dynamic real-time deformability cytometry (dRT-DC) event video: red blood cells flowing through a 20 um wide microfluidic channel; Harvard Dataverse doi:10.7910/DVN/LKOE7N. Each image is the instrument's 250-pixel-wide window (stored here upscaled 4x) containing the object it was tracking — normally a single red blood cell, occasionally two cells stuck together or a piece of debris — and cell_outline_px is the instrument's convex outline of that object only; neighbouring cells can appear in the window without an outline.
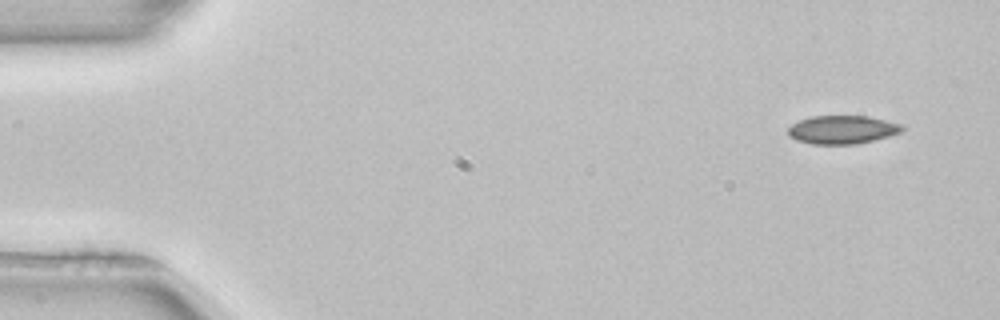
{"species": "common noctule bat (a hibernating species)", "species_latin": "Nyctalus noctula", "temperature_condition": "room temperature", "stored_images_in_passage": 49, "camera_frame_rate_fps": 3000, "um_per_image_px": 0.085, "animal": {"sex": "female", "body_mass_g": 22.7, "forearm_length_mm": 54.2}, "frame": {"image": 1, "passage_image": 1, "time_ms": 0.0, "image_size_px": [1000, 320], "cell_outline_px": [[904, 128], [900, 132], [888, 136], [856, 144], [812, 144], [796, 140], [788, 136], [788, 128], [792, 124], [800, 120], [812, 116], [868, 116], [904, 124]], "centroid_in_image_um": [71.59, 11.02], "position_along_channel_um": 13.4, "area_um2": 18.84}}
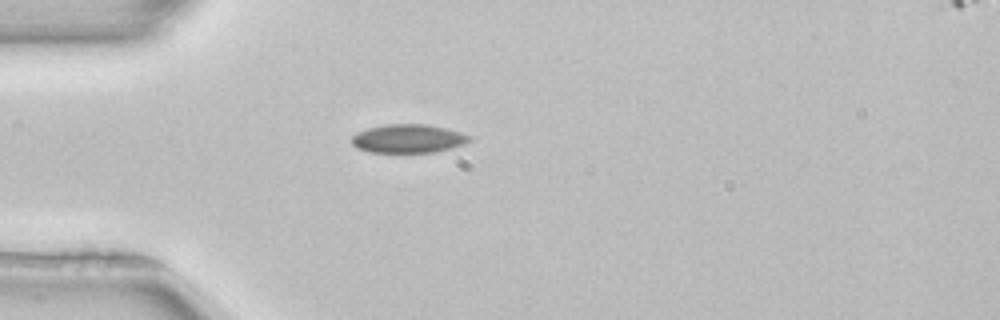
{"frame": {"image": 2, "passage_image": 12, "time_ms": 3.667, "image_size_px": [1000, 320], "cell_outline_px": [[472, 140], [464, 144], [432, 152], [368, 152], [356, 148], [352, 144], [352, 136], [356, 132], [368, 128], [388, 124], [424, 124], [444, 128], [460, 132], [472, 136]], "centroid_in_image_um": [34.67, 11.78], "position_along_channel_um": 50.3, "area_um2": 19.48}}
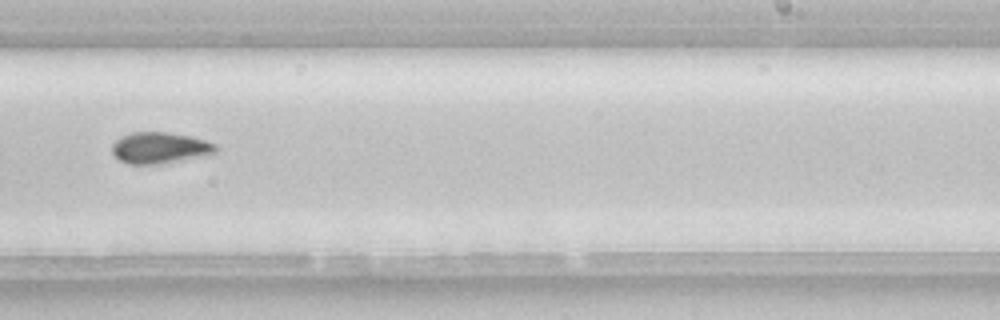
{"frame": {"image": 3, "passage_image": 30, "time_ms": 9.667, "image_size_px": [1000, 320], "cell_outline_px": [[216, 152], [208, 156], [160, 164], [128, 164], [120, 160], [112, 152], [112, 144], [120, 136], [132, 132], [168, 132], [192, 136], [216, 144]], "centroid_in_image_um": [13.61, 12.57], "position_along_channel_um": 275.4, "area_um2": 19.13}, "authors_computed_cell_mechanics": {"area_um2": 19.1318, "velocity_mm_per_s": 3.958, "shape_relaxation_time_tau1_ms": 2.7561, "shape_relaxation_time_tau2_ms": null, "deformation_change_tau1": 0.0624, "deformation_change_tau2": null}}